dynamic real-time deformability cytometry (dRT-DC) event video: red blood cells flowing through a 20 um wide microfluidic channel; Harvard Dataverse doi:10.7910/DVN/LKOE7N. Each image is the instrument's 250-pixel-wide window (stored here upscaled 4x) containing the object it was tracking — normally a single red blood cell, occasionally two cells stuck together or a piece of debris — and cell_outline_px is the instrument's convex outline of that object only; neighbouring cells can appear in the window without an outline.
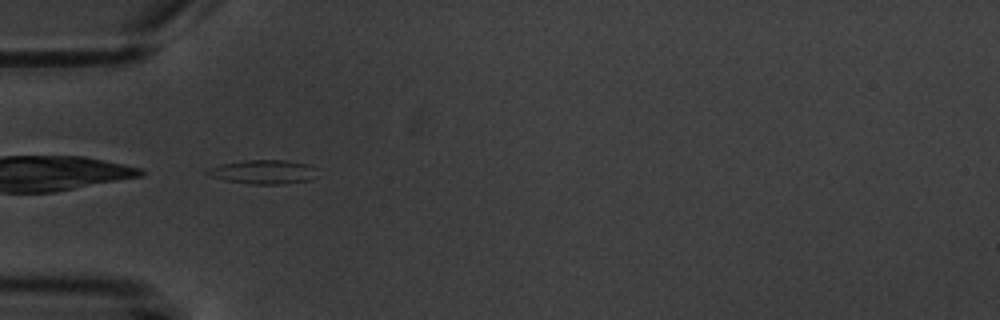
{"species": "common noctule bat (a hibernating species)", "species_latin": "Nyctalus noctula", "temperature_condition": "warm", "stored_images_in_passage": 7, "camera_frame_rate_fps": 3000, "um_per_image_px": 0.085, "animal": {"sex": "male", "body_mass_g": 20.1, "forearm_length_mm": 53.5}, "frame": {"image": 1, "passage_image": 6, "time_ms": 5.667, "image_size_px": [1000, 320], "cell_outline_px": [[316, 168], [312, 180], [284, 184], [248, 184], [224, 180], [212, 176], [204, 172], [208, 168], [220, 164], [244, 160], [284, 160], [308, 164]], "centroid_in_image_um": [22.36, 14.61], "position_along_channel_um": 62.6, "area_um2": 15.43}}
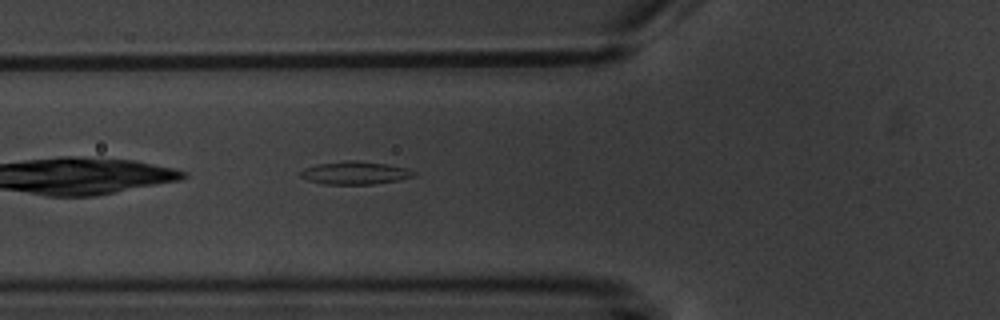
{"frame": {"image": 2, "passage_image": 7, "time_ms": 6.667, "image_size_px": [1000, 320], "cell_outline_px": [[416, 176], [396, 180], [372, 184], [324, 184], [308, 180], [300, 176], [300, 172], [304, 168], [316, 164], [348, 160], [356, 160], [388, 164], [408, 168], [416, 172]], "centroid_in_image_um": [30.18, 14.68], "position_along_channel_um": 95.6, "area_um2": 15.14}}